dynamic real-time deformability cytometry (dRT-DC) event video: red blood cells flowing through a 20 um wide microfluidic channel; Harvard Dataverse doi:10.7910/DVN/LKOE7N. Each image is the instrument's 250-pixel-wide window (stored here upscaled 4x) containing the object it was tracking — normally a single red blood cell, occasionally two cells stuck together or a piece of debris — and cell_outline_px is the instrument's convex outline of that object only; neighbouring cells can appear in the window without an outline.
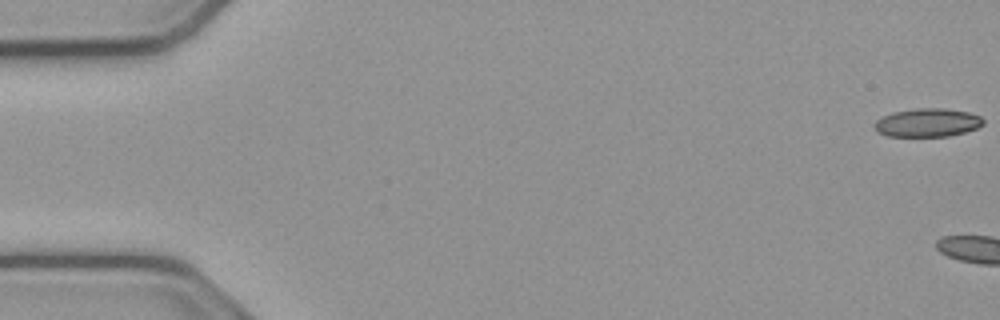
{"species": "common noctule bat (a hibernating species)", "species_latin": "Nyctalus noctula", "temperature_condition": "cold", "stored_images_in_passage": 4, "camera_frame_rate_fps": 3000, "um_per_image_px": 0.085, "animal": {"sex": "male", "body_mass_g": 23.1, "forearm_length_mm": 52.7}, "frame": {"image": 1, "passage_image": 1, "time_ms": 0.0, "image_size_px": [1000, 320], "cell_outline_px": [[984, 124], [976, 128], [964, 132], [948, 136], [888, 136], [880, 132], [876, 128], [876, 120], [892, 112], [916, 108], [944, 108], [968, 112], [980, 116], [984, 120]], "centroid_in_image_um": [78.87, 10.41], "position_along_channel_um": 6.1, "area_um2": 17.8}}